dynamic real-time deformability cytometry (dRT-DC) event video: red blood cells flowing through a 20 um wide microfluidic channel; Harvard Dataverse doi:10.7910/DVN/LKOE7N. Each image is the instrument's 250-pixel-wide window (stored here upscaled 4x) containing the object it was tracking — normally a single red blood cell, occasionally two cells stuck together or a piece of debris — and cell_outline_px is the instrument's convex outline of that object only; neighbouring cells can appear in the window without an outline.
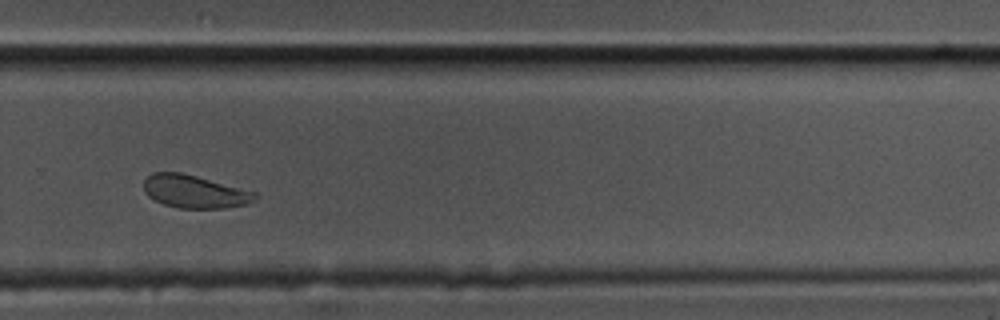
{"species": "common noctule bat (a hibernating species)", "species_latin": "Nyctalus noctula", "temperature_condition": "cold", "stored_images_in_passage": 11, "camera_frame_rate_fps": 3000, "um_per_image_px": 0.085, "animal": {"sex": "male", "body_mass_g": 17.5, "forearm_length_mm": 52.3}, "frame": {"image": 1, "passage_image": 8, "time_ms": 2.333, "image_size_px": [1000, 320], "cell_outline_px": [[256, 200], [248, 204], [224, 208], [180, 208], [164, 204], [148, 196], [144, 192], [144, 176], [152, 172], [180, 172], [196, 176], [256, 192]], "centroid_in_image_um": [16.51, 16.28], "position_along_channel_um": 313.3, "area_um2": 21.33}}